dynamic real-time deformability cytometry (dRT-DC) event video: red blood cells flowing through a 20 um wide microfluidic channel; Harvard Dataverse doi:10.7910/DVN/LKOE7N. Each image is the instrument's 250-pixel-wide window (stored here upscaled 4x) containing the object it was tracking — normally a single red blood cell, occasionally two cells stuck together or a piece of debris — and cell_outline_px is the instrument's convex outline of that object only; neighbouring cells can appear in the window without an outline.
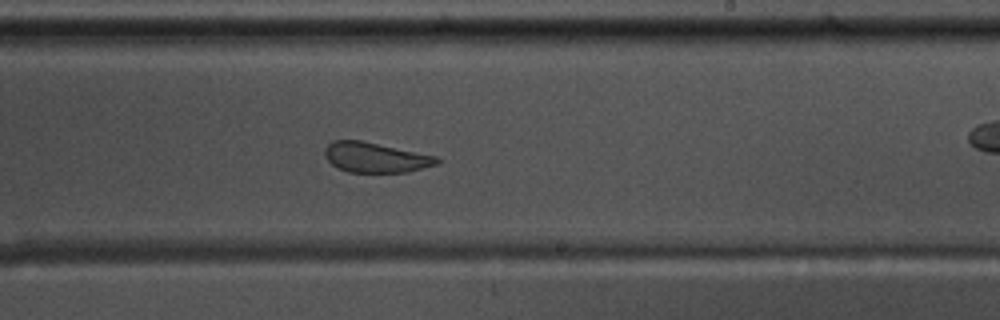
{"species": "common noctule bat (a hibernating species)", "species_latin": "Nyctalus noctula", "temperature_condition": "warm", "stored_images_in_passage": 55, "camera_frame_rate_fps": 3000, "um_per_image_px": 0.085, "animal": {"sex": "male", "body_mass_g": 17.5, "forearm_length_mm": 52.3}, "frame": {"image": 1, "passage_image": 32, "time_ms": 10.333, "image_size_px": [1000, 320], "cell_outline_px": [[440, 160], [436, 164], [408, 172], [348, 172], [332, 164], [324, 156], [324, 148], [332, 140], [360, 140], [436, 156]], "centroid_in_image_um": [31.87, 13.38], "position_along_channel_um": 257.1, "area_um2": 19.42}, "authors_computed_cell_mechanics": {"area_um2": 22.5998, "velocity_mm_per_s": 3.6313, "shape_relaxation_time_tau1_ms": null, "shape_relaxation_time_tau2_ms": 0.9339, "deformation_change_tau1": null, "deformation_change_tau2": 0.0797}}